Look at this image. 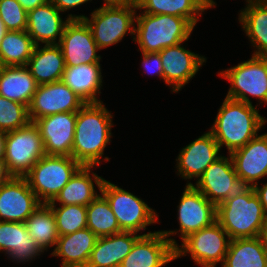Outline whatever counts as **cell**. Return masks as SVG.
<instances>
[{
	"label": "cell",
	"mask_w": 267,
	"mask_h": 267,
	"mask_svg": "<svg viewBox=\"0 0 267 267\" xmlns=\"http://www.w3.org/2000/svg\"><path fill=\"white\" fill-rule=\"evenodd\" d=\"M113 115L105 104L86 103L77 111L72 158L81 166H99L110 143Z\"/></svg>",
	"instance_id": "obj_1"
},
{
	"label": "cell",
	"mask_w": 267,
	"mask_h": 267,
	"mask_svg": "<svg viewBox=\"0 0 267 267\" xmlns=\"http://www.w3.org/2000/svg\"><path fill=\"white\" fill-rule=\"evenodd\" d=\"M266 123L267 118L259 114L256 105L225 97L209 132L220 150L226 146L230 154L256 137Z\"/></svg>",
	"instance_id": "obj_2"
},
{
	"label": "cell",
	"mask_w": 267,
	"mask_h": 267,
	"mask_svg": "<svg viewBox=\"0 0 267 267\" xmlns=\"http://www.w3.org/2000/svg\"><path fill=\"white\" fill-rule=\"evenodd\" d=\"M266 219L253 187H242L216 207V221L231 240L258 237Z\"/></svg>",
	"instance_id": "obj_3"
},
{
	"label": "cell",
	"mask_w": 267,
	"mask_h": 267,
	"mask_svg": "<svg viewBox=\"0 0 267 267\" xmlns=\"http://www.w3.org/2000/svg\"><path fill=\"white\" fill-rule=\"evenodd\" d=\"M134 40L140 52H160L166 47L188 41L194 26L183 17L168 14L136 15Z\"/></svg>",
	"instance_id": "obj_4"
},
{
	"label": "cell",
	"mask_w": 267,
	"mask_h": 267,
	"mask_svg": "<svg viewBox=\"0 0 267 267\" xmlns=\"http://www.w3.org/2000/svg\"><path fill=\"white\" fill-rule=\"evenodd\" d=\"M137 4H104L95 9L90 17L68 14L70 19H84L92 31L99 50L119 43L128 32L135 31Z\"/></svg>",
	"instance_id": "obj_5"
},
{
	"label": "cell",
	"mask_w": 267,
	"mask_h": 267,
	"mask_svg": "<svg viewBox=\"0 0 267 267\" xmlns=\"http://www.w3.org/2000/svg\"><path fill=\"white\" fill-rule=\"evenodd\" d=\"M81 165L72 157L44 155L24 176L41 203L53 201Z\"/></svg>",
	"instance_id": "obj_6"
},
{
	"label": "cell",
	"mask_w": 267,
	"mask_h": 267,
	"mask_svg": "<svg viewBox=\"0 0 267 267\" xmlns=\"http://www.w3.org/2000/svg\"><path fill=\"white\" fill-rule=\"evenodd\" d=\"M218 75L231 84L227 98L252 105L249 99L251 95L259 100V104H267V57L252 55L249 60L223 70Z\"/></svg>",
	"instance_id": "obj_7"
},
{
	"label": "cell",
	"mask_w": 267,
	"mask_h": 267,
	"mask_svg": "<svg viewBox=\"0 0 267 267\" xmlns=\"http://www.w3.org/2000/svg\"><path fill=\"white\" fill-rule=\"evenodd\" d=\"M122 231L139 233L158 222V214L144 200L104 179L100 188Z\"/></svg>",
	"instance_id": "obj_8"
},
{
	"label": "cell",
	"mask_w": 267,
	"mask_h": 267,
	"mask_svg": "<svg viewBox=\"0 0 267 267\" xmlns=\"http://www.w3.org/2000/svg\"><path fill=\"white\" fill-rule=\"evenodd\" d=\"M44 155L42 137L34 122L7 132L4 161L13 177H24Z\"/></svg>",
	"instance_id": "obj_9"
},
{
	"label": "cell",
	"mask_w": 267,
	"mask_h": 267,
	"mask_svg": "<svg viewBox=\"0 0 267 267\" xmlns=\"http://www.w3.org/2000/svg\"><path fill=\"white\" fill-rule=\"evenodd\" d=\"M231 238L221 225L215 221L209 227L190 234L182 244L175 248V259L188 253L196 264L202 267H216L224 262Z\"/></svg>",
	"instance_id": "obj_10"
},
{
	"label": "cell",
	"mask_w": 267,
	"mask_h": 267,
	"mask_svg": "<svg viewBox=\"0 0 267 267\" xmlns=\"http://www.w3.org/2000/svg\"><path fill=\"white\" fill-rule=\"evenodd\" d=\"M178 231H155L142 234L119 267H163L175 260L176 240L168 236Z\"/></svg>",
	"instance_id": "obj_11"
},
{
	"label": "cell",
	"mask_w": 267,
	"mask_h": 267,
	"mask_svg": "<svg viewBox=\"0 0 267 267\" xmlns=\"http://www.w3.org/2000/svg\"><path fill=\"white\" fill-rule=\"evenodd\" d=\"M85 102L62 80L38 85L28 107L31 122L62 112H77Z\"/></svg>",
	"instance_id": "obj_12"
},
{
	"label": "cell",
	"mask_w": 267,
	"mask_h": 267,
	"mask_svg": "<svg viewBox=\"0 0 267 267\" xmlns=\"http://www.w3.org/2000/svg\"><path fill=\"white\" fill-rule=\"evenodd\" d=\"M228 155L215 160L194 185L216 207L244 187Z\"/></svg>",
	"instance_id": "obj_13"
},
{
	"label": "cell",
	"mask_w": 267,
	"mask_h": 267,
	"mask_svg": "<svg viewBox=\"0 0 267 267\" xmlns=\"http://www.w3.org/2000/svg\"><path fill=\"white\" fill-rule=\"evenodd\" d=\"M178 207L180 238L209 227L216 221V206L191 182L184 188Z\"/></svg>",
	"instance_id": "obj_14"
},
{
	"label": "cell",
	"mask_w": 267,
	"mask_h": 267,
	"mask_svg": "<svg viewBox=\"0 0 267 267\" xmlns=\"http://www.w3.org/2000/svg\"><path fill=\"white\" fill-rule=\"evenodd\" d=\"M58 45L66 66L100 63L99 48L84 19H70Z\"/></svg>",
	"instance_id": "obj_15"
},
{
	"label": "cell",
	"mask_w": 267,
	"mask_h": 267,
	"mask_svg": "<svg viewBox=\"0 0 267 267\" xmlns=\"http://www.w3.org/2000/svg\"><path fill=\"white\" fill-rule=\"evenodd\" d=\"M77 112H62L39 118V129L46 155L72 157Z\"/></svg>",
	"instance_id": "obj_16"
},
{
	"label": "cell",
	"mask_w": 267,
	"mask_h": 267,
	"mask_svg": "<svg viewBox=\"0 0 267 267\" xmlns=\"http://www.w3.org/2000/svg\"><path fill=\"white\" fill-rule=\"evenodd\" d=\"M40 204L24 177L0 185V221L24 223Z\"/></svg>",
	"instance_id": "obj_17"
},
{
	"label": "cell",
	"mask_w": 267,
	"mask_h": 267,
	"mask_svg": "<svg viewBox=\"0 0 267 267\" xmlns=\"http://www.w3.org/2000/svg\"><path fill=\"white\" fill-rule=\"evenodd\" d=\"M179 43L166 47L159 52L163 66L165 84L172 87V92H179L195 77L206 57L185 49Z\"/></svg>",
	"instance_id": "obj_18"
},
{
	"label": "cell",
	"mask_w": 267,
	"mask_h": 267,
	"mask_svg": "<svg viewBox=\"0 0 267 267\" xmlns=\"http://www.w3.org/2000/svg\"><path fill=\"white\" fill-rule=\"evenodd\" d=\"M230 156L241 184L255 186L258 179L267 176V133L257 135Z\"/></svg>",
	"instance_id": "obj_19"
},
{
	"label": "cell",
	"mask_w": 267,
	"mask_h": 267,
	"mask_svg": "<svg viewBox=\"0 0 267 267\" xmlns=\"http://www.w3.org/2000/svg\"><path fill=\"white\" fill-rule=\"evenodd\" d=\"M219 144L210 132L204 133L180 151L176 161L178 175L183 179L199 178L221 155Z\"/></svg>",
	"instance_id": "obj_20"
},
{
	"label": "cell",
	"mask_w": 267,
	"mask_h": 267,
	"mask_svg": "<svg viewBox=\"0 0 267 267\" xmlns=\"http://www.w3.org/2000/svg\"><path fill=\"white\" fill-rule=\"evenodd\" d=\"M60 12L50 1L28 12L26 31L35 45L59 44L70 20H62Z\"/></svg>",
	"instance_id": "obj_21"
},
{
	"label": "cell",
	"mask_w": 267,
	"mask_h": 267,
	"mask_svg": "<svg viewBox=\"0 0 267 267\" xmlns=\"http://www.w3.org/2000/svg\"><path fill=\"white\" fill-rule=\"evenodd\" d=\"M141 235L131 231L98 237L86 267H119Z\"/></svg>",
	"instance_id": "obj_22"
},
{
	"label": "cell",
	"mask_w": 267,
	"mask_h": 267,
	"mask_svg": "<svg viewBox=\"0 0 267 267\" xmlns=\"http://www.w3.org/2000/svg\"><path fill=\"white\" fill-rule=\"evenodd\" d=\"M13 261L28 262L44 253L29 235L25 223L0 221V253Z\"/></svg>",
	"instance_id": "obj_23"
},
{
	"label": "cell",
	"mask_w": 267,
	"mask_h": 267,
	"mask_svg": "<svg viewBox=\"0 0 267 267\" xmlns=\"http://www.w3.org/2000/svg\"><path fill=\"white\" fill-rule=\"evenodd\" d=\"M97 239L89 228L59 236L51 255L62 258L61 267H86Z\"/></svg>",
	"instance_id": "obj_24"
},
{
	"label": "cell",
	"mask_w": 267,
	"mask_h": 267,
	"mask_svg": "<svg viewBox=\"0 0 267 267\" xmlns=\"http://www.w3.org/2000/svg\"><path fill=\"white\" fill-rule=\"evenodd\" d=\"M26 67L37 84L44 85L61 81L66 65L60 46L48 44L35 46Z\"/></svg>",
	"instance_id": "obj_25"
},
{
	"label": "cell",
	"mask_w": 267,
	"mask_h": 267,
	"mask_svg": "<svg viewBox=\"0 0 267 267\" xmlns=\"http://www.w3.org/2000/svg\"><path fill=\"white\" fill-rule=\"evenodd\" d=\"M100 63L66 66L62 81L84 102L101 103L98 99L102 86Z\"/></svg>",
	"instance_id": "obj_26"
},
{
	"label": "cell",
	"mask_w": 267,
	"mask_h": 267,
	"mask_svg": "<svg viewBox=\"0 0 267 267\" xmlns=\"http://www.w3.org/2000/svg\"><path fill=\"white\" fill-rule=\"evenodd\" d=\"M91 168H93V166H81L51 202H59L60 205L88 206L100 195L95 191L94 183L100 191L104 181V178L92 172Z\"/></svg>",
	"instance_id": "obj_27"
},
{
	"label": "cell",
	"mask_w": 267,
	"mask_h": 267,
	"mask_svg": "<svg viewBox=\"0 0 267 267\" xmlns=\"http://www.w3.org/2000/svg\"><path fill=\"white\" fill-rule=\"evenodd\" d=\"M38 84L26 66H4L0 71V96L29 107Z\"/></svg>",
	"instance_id": "obj_28"
},
{
	"label": "cell",
	"mask_w": 267,
	"mask_h": 267,
	"mask_svg": "<svg viewBox=\"0 0 267 267\" xmlns=\"http://www.w3.org/2000/svg\"><path fill=\"white\" fill-rule=\"evenodd\" d=\"M238 20L257 49L252 55L267 57V2L247 4Z\"/></svg>",
	"instance_id": "obj_29"
},
{
	"label": "cell",
	"mask_w": 267,
	"mask_h": 267,
	"mask_svg": "<svg viewBox=\"0 0 267 267\" xmlns=\"http://www.w3.org/2000/svg\"><path fill=\"white\" fill-rule=\"evenodd\" d=\"M222 267H267V253L259 236L231 240Z\"/></svg>",
	"instance_id": "obj_30"
},
{
	"label": "cell",
	"mask_w": 267,
	"mask_h": 267,
	"mask_svg": "<svg viewBox=\"0 0 267 267\" xmlns=\"http://www.w3.org/2000/svg\"><path fill=\"white\" fill-rule=\"evenodd\" d=\"M24 223L29 235L43 252L56 246L59 238L56 219L48 204L41 203Z\"/></svg>",
	"instance_id": "obj_31"
},
{
	"label": "cell",
	"mask_w": 267,
	"mask_h": 267,
	"mask_svg": "<svg viewBox=\"0 0 267 267\" xmlns=\"http://www.w3.org/2000/svg\"><path fill=\"white\" fill-rule=\"evenodd\" d=\"M137 10L148 14H168L186 18L194 27L208 8L200 0H137Z\"/></svg>",
	"instance_id": "obj_32"
},
{
	"label": "cell",
	"mask_w": 267,
	"mask_h": 267,
	"mask_svg": "<svg viewBox=\"0 0 267 267\" xmlns=\"http://www.w3.org/2000/svg\"><path fill=\"white\" fill-rule=\"evenodd\" d=\"M35 46L27 31H7L0 41L3 65L26 66Z\"/></svg>",
	"instance_id": "obj_33"
},
{
	"label": "cell",
	"mask_w": 267,
	"mask_h": 267,
	"mask_svg": "<svg viewBox=\"0 0 267 267\" xmlns=\"http://www.w3.org/2000/svg\"><path fill=\"white\" fill-rule=\"evenodd\" d=\"M87 228L97 237L121 232L116 216L106 198L100 194L87 206Z\"/></svg>",
	"instance_id": "obj_34"
},
{
	"label": "cell",
	"mask_w": 267,
	"mask_h": 267,
	"mask_svg": "<svg viewBox=\"0 0 267 267\" xmlns=\"http://www.w3.org/2000/svg\"><path fill=\"white\" fill-rule=\"evenodd\" d=\"M55 215L57 232L59 236L72 234L87 228V206L60 205L56 208L55 202L47 203Z\"/></svg>",
	"instance_id": "obj_35"
},
{
	"label": "cell",
	"mask_w": 267,
	"mask_h": 267,
	"mask_svg": "<svg viewBox=\"0 0 267 267\" xmlns=\"http://www.w3.org/2000/svg\"><path fill=\"white\" fill-rule=\"evenodd\" d=\"M30 122L28 106L0 96V130L7 133Z\"/></svg>",
	"instance_id": "obj_36"
},
{
	"label": "cell",
	"mask_w": 267,
	"mask_h": 267,
	"mask_svg": "<svg viewBox=\"0 0 267 267\" xmlns=\"http://www.w3.org/2000/svg\"><path fill=\"white\" fill-rule=\"evenodd\" d=\"M27 15L17 0H0V19L7 31H26Z\"/></svg>",
	"instance_id": "obj_37"
},
{
	"label": "cell",
	"mask_w": 267,
	"mask_h": 267,
	"mask_svg": "<svg viewBox=\"0 0 267 267\" xmlns=\"http://www.w3.org/2000/svg\"><path fill=\"white\" fill-rule=\"evenodd\" d=\"M143 55L142 67L146 73L158 75L162 80H164L163 66L160 59L159 52L154 53H141ZM149 74V75H150Z\"/></svg>",
	"instance_id": "obj_38"
},
{
	"label": "cell",
	"mask_w": 267,
	"mask_h": 267,
	"mask_svg": "<svg viewBox=\"0 0 267 267\" xmlns=\"http://www.w3.org/2000/svg\"><path fill=\"white\" fill-rule=\"evenodd\" d=\"M92 0H50V2L55 5L61 12H66L71 8H76L82 4L87 3Z\"/></svg>",
	"instance_id": "obj_39"
},
{
	"label": "cell",
	"mask_w": 267,
	"mask_h": 267,
	"mask_svg": "<svg viewBox=\"0 0 267 267\" xmlns=\"http://www.w3.org/2000/svg\"><path fill=\"white\" fill-rule=\"evenodd\" d=\"M253 189L258 196L265 213L267 214V183L263 184L261 187L256 184L255 186H253Z\"/></svg>",
	"instance_id": "obj_40"
},
{
	"label": "cell",
	"mask_w": 267,
	"mask_h": 267,
	"mask_svg": "<svg viewBox=\"0 0 267 267\" xmlns=\"http://www.w3.org/2000/svg\"><path fill=\"white\" fill-rule=\"evenodd\" d=\"M24 10L28 13L29 11L37 8L38 6L44 5L50 0H17Z\"/></svg>",
	"instance_id": "obj_41"
},
{
	"label": "cell",
	"mask_w": 267,
	"mask_h": 267,
	"mask_svg": "<svg viewBox=\"0 0 267 267\" xmlns=\"http://www.w3.org/2000/svg\"><path fill=\"white\" fill-rule=\"evenodd\" d=\"M13 176L9 173L6 162L0 160V185L8 182Z\"/></svg>",
	"instance_id": "obj_42"
},
{
	"label": "cell",
	"mask_w": 267,
	"mask_h": 267,
	"mask_svg": "<svg viewBox=\"0 0 267 267\" xmlns=\"http://www.w3.org/2000/svg\"><path fill=\"white\" fill-rule=\"evenodd\" d=\"M7 133L0 130V160H4Z\"/></svg>",
	"instance_id": "obj_43"
},
{
	"label": "cell",
	"mask_w": 267,
	"mask_h": 267,
	"mask_svg": "<svg viewBox=\"0 0 267 267\" xmlns=\"http://www.w3.org/2000/svg\"><path fill=\"white\" fill-rule=\"evenodd\" d=\"M259 238L261 239L262 244H263L265 251L267 253V219H266L264 225L262 226Z\"/></svg>",
	"instance_id": "obj_44"
},
{
	"label": "cell",
	"mask_w": 267,
	"mask_h": 267,
	"mask_svg": "<svg viewBox=\"0 0 267 267\" xmlns=\"http://www.w3.org/2000/svg\"><path fill=\"white\" fill-rule=\"evenodd\" d=\"M137 3V0H104V4H132Z\"/></svg>",
	"instance_id": "obj_45"
},
{
	"label": "cell",
	"mask_w": 267,
	"mask_h": 267,
	"mask_svg": "<svg viewBox=\"0 0 267 267\" xmlns=\"http://www.w3.org/2000/svg\"><path fill=\"white\" fill-rule=\"evenodd\" d=\"M208 9L215 7L216 3L214 0H200Z\"/></svg>",
	"instance_id": "obj_46"
},
{
	"label": "cell",
	"mask_w": 267,
	"mask_h": 267,
	"mask_svg": "<svg viewBox=\"0 0 267 267\" xmlns=\"http://www.w3.org/2000/svg\"><path fill=\"white\" fill-rule=\"evenodd\" d=\"M6 32H7V30H6L5 26H4V23L0 19V41L4 37Z\"/></svg>",
	"instance_id": "obj_47"
},
{
	"label": "cell",
	"mask_w": 267,
	"mask_h": 267,
	"mask_svg": "<svg viewBox=\"0 0 267 267\" xmlns=\"http://www.w3.org/2000/svg\"><path fill=\"white\" fill-rule=\"evenodd\" d=\"M247 4L267 2V0H246Z\"/></svg>",
	"instance_id": "obj_48"
},
{
	"label": "cell",
	"mask_w": 267,
	"mask_h": 267,
	"mask_svg": "<svg viewBox=\"0 0 267 267\" xmlns=\"http://www.w3.org/2000/svg\"><path fill=\"white\" fill-rule=\"evenodd\" d=\"M4 65L2 63L1 57H0V71L3 69Z\"/></svg>",
	"instance_id": "obj_49"
}]
</instances>
